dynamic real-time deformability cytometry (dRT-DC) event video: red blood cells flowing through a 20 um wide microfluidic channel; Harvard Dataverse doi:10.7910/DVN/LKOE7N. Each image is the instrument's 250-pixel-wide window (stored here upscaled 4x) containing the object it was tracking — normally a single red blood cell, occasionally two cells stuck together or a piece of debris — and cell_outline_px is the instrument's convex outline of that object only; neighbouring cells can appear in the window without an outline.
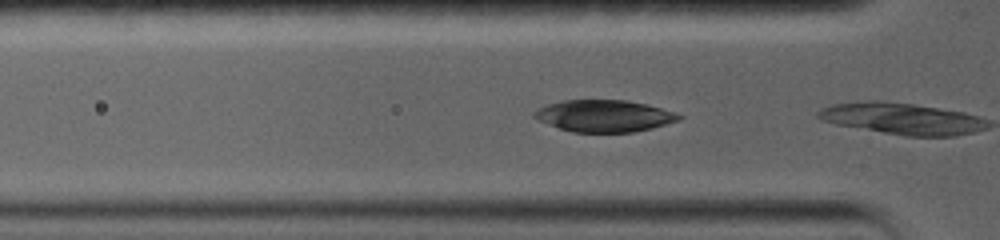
{"species": "common noctule bat (a hibernating species)", "species_latin": "Nyctalus noctula", "temperature_condition": "warm", "stored_images_in_passage": 6, "camera_frame_rate_fps": 5000, "um_per_image_px": 0.085, "animal": {"sex": "female", "body_mass_g": 19.0, "forearm_length_mm": 56.7}, "frame": {"image": 1, "passage_image": 2, "time_ms": 0.4, "image_size_px": [1000, 240], "cell_outline_px": [[684, 116], [680, 120], [652, 128], [632, 132], [572, 132], [548, 124], [532, 116], [532, 112], [548, 104], [564, 100], [628, 100], [676, 112]], "centroid_in_image_um": [51.37, 9.85], "position_along_channel_um": 74.4, "area_um2": 26.7}}